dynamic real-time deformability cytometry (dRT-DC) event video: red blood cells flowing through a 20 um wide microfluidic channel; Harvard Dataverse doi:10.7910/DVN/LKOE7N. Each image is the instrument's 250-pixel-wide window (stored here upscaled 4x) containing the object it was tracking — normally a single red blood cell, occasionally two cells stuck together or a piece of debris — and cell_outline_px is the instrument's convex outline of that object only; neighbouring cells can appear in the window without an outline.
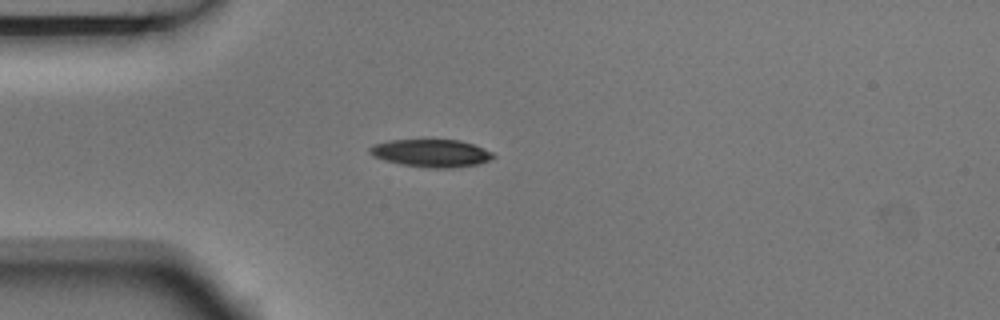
{"species": "Egyptian fruit bat (a non-hibernating species)", "species_latin": "Rousettus aegyptiacus", "temperature_condition": "room temperature", "stored_images_in_passage": 4, "camera_frame_rate_fps": 3000, "um_per_image_px": 0.085, "animal": {"sex": "male"}, "frame": {"image": 1, "passage_image": 1, "time_ms": 0.0, "image_size_px": [1000, 320], "cell_outline_px": [[496, 156], [480, 164], [452, 168], [432, 168], [400, 164], [384, 160], [372, 156], [368, 152], [368, 148], [372, 144], [388, 140], [460, 140], [484, 148], [492, 152]], "centroid_in_image_um": [36.62, 13.02], "position_along_channel_um": 48.4, "area_um2": 20.06}}
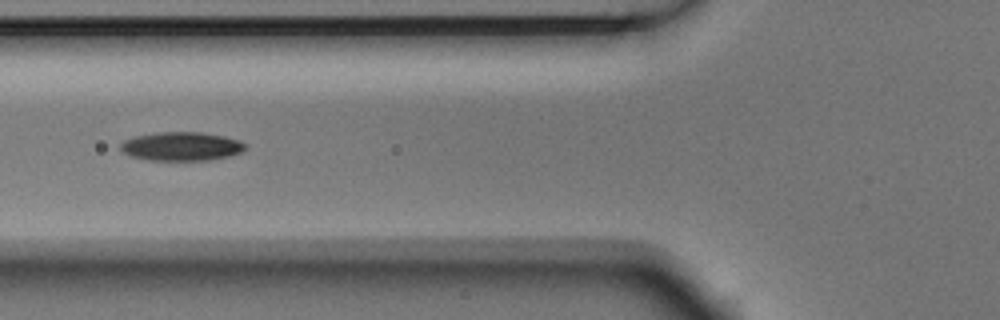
{"frame": {"image": 2, "passage_image": 3, "time_ms": 0.667, "image_size_px": [1000, 320], "cell_outline_px": [[248, 148], [244, 152], [228, 156], [208, 160], [148, 160], [132, 156], [124, 152], [120, 148], [120, 144], [124, 140], [136, 136], [160, 132], [200, 132], [224, 136], [240, 140], [248, 144]], "centroid_in_image_um": [15.49, 12.44], "position_along_channel_um": 110.3, "area_um2": 20.98}}
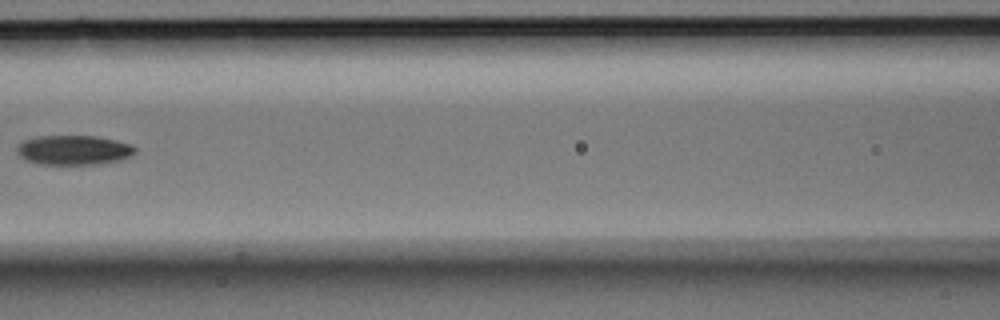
{"frame": {"image": 3, "passage_image": 4, "time_ms": 1.0, "image_size_px": [1000, 320], "cell_outline_px": [[136, 152], [132, 156], [120, 160], [100, 164], [40, 164], [24, 160], [16, 152], [16, 148], [24, 140], [36, 136], [96, 136], [116, 140], [132, 144], [136, 148]], "centroid_in_image_um": [6.28, 12.75], "position_along_channel_um": 160.3, "area_um2": 20.58}}